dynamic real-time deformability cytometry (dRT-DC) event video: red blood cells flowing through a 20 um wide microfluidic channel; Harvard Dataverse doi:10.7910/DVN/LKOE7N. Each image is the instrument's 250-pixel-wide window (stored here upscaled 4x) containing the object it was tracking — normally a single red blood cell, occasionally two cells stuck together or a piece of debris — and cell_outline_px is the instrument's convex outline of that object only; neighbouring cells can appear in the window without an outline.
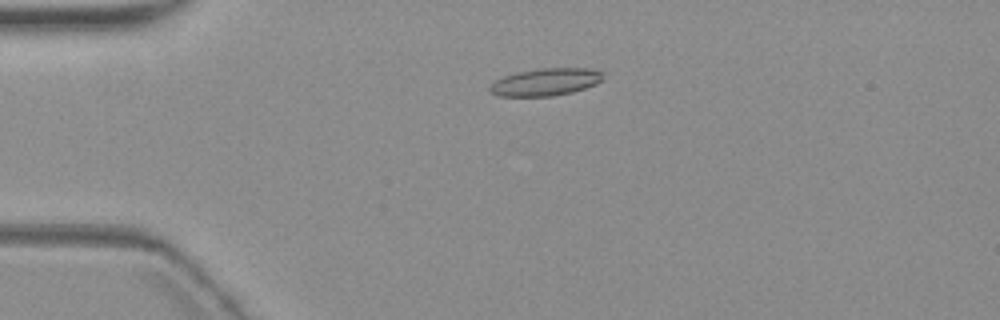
{"species": "common noctule bat (a hibernating species)", "species_latin": "Nyctalus noctula", "temperature_condition": "warm", "stored_images_in_passage": 3, "camera_frame_rate_fps": 3000, "um_per_image_px": 0.085, "animal": {"sex": "female", "body_mass_g": 19.3, "forearm_length_mm": 54.1}, "frame": {"image": 1, "passage_image": 2, "time_ms": 2.333, "image_size_px": [1000, 320], "cell_outline_px": [[604, 80], [596, 84], [572, 92], [552, 96], [496, 96], [488, 92], [488, 88], [496, 80], [504, 76], [516, 72], [544, 68], [588, 68], [604, 72]], "centroid_in_image_um": [46.38, 6.97], "position_along_channel_um": 38.6, "area_um2": 18.21}}